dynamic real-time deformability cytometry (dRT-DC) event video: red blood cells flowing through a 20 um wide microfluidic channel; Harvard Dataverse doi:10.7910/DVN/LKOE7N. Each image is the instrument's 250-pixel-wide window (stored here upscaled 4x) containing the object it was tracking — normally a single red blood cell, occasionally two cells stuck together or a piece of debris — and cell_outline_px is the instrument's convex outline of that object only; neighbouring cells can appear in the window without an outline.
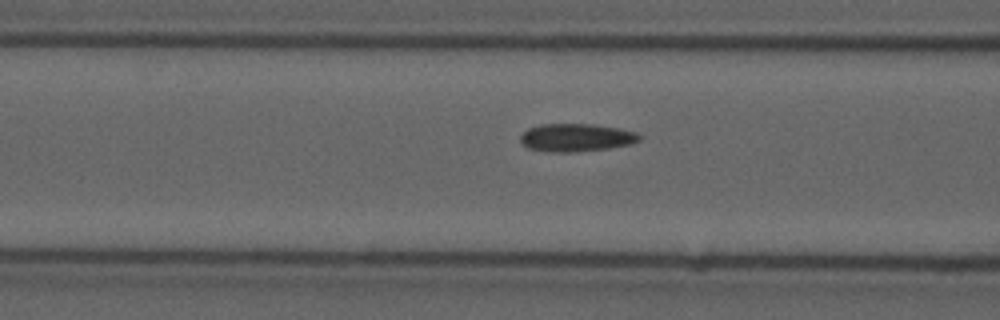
{"species": "common noctule bat (a hibernating species)", "species_latin": "Nyctalus noctula", "temperature_condition": "cold", "stored_images_in_passage": 6, "segment_of_instrument_passage": [2, 2], "camera_frame_rate_fps": 3000, "um_per_image_px": 0.085, "animal": {"sex": "male", "forearm_length_mm": 52.5}, "frame": {"image": 1, "passage_image": 6, "time_ms": 1.667, "image_size_px": [1000, 320], "cell_outline_px": [[640, 140], [632, 144], [608, 148], [572, 152], [552, 152], [528, 148], [520, 140], [520, 136], [528, 128], [540, 124], [592, 124], [620, 128], [636, 132], [640, 136]], "centroid_in_image_um": [48.99, 11.69], "position_along_channel_um": 117.6, "area_um2": 19.31}}